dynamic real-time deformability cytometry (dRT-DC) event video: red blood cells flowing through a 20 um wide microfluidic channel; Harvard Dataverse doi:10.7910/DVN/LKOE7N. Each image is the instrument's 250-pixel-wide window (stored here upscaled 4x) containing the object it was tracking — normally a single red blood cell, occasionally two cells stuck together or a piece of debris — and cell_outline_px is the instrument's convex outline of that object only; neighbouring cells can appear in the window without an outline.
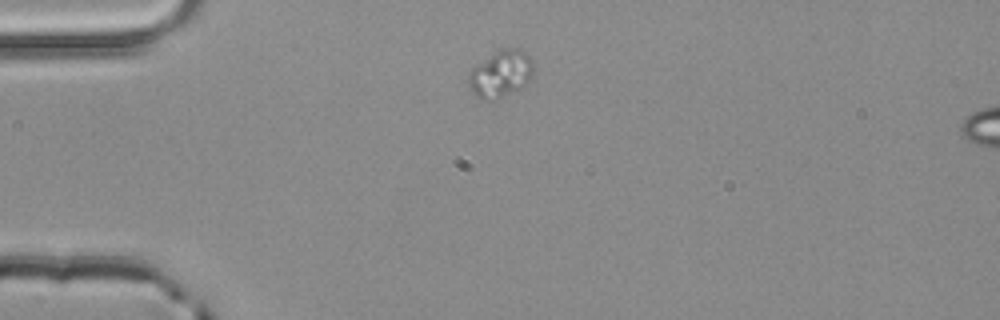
{"species": "common noctule bat (a hibernating species)", "species_latin": "Nyctalus noctula", "temperature_condition": "room temperature", "stored_images_in_passage": 2, "camera_frame_rate_fps": 3000, "um_per_image_px": 0.085, "animal": {"sex": "male", "body_mass_g": 20.4}, "frame": {"image": 1, "passage_image": 1, "time_ms": 0.0, "image_size_px": [1000, 320], "cell_outline_px": [[536, 68], [532, 76], [520, 88], [500, 96], [476, 96], [472, 92], [468, 84], [468, 72], [472, 68], [500, 48], [520, 48], [532, 56]], "centroid_in_image_um": [42.62, 6.17], "position_along_channel_um": 42.4, "area_um2": 17.4}}